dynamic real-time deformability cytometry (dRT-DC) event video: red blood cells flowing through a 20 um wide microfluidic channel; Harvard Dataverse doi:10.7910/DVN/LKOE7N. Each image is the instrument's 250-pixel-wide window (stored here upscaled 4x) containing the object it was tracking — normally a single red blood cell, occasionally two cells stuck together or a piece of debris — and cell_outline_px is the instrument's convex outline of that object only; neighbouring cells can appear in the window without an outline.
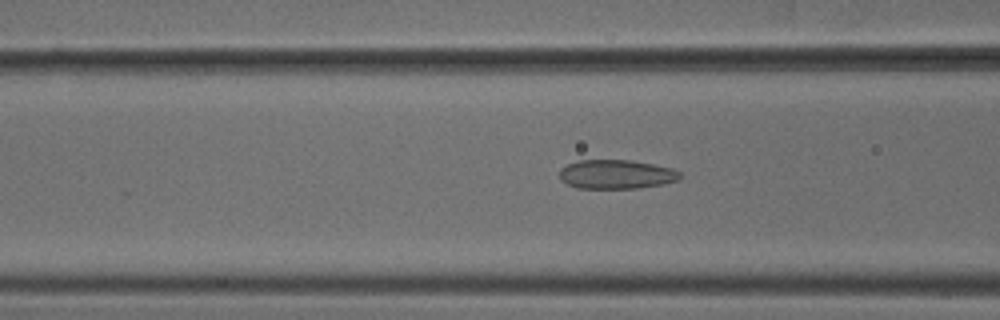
{"species": "common noctule bat (a hibernating species)", "species_latin": "Nyctalus noctula", "temperature_condition": "cold", "stored_images_in_passage": 51, "camera_frame_rate_fps": 3000, "um_per_image_px": 0.085, "animal": {"sex": "male", "body_mass_g": 18.8}, "frame": {"image": 1, "passage_image": 20, "time_ms": 6.333, "image_size_px": [1000, 320], "cell_outline_px": [[680, 180], [664, 184], [640, 188], [576, 188], [560, 180], [560, 168], [568, 164], [580, 160], [628, 160], [652, 164], [672, 168], [680, 172]], "centroid_in_image_um": [52.39, 14.82], "position_along_channel_um": 114.2, "area_um2": 20.46}}
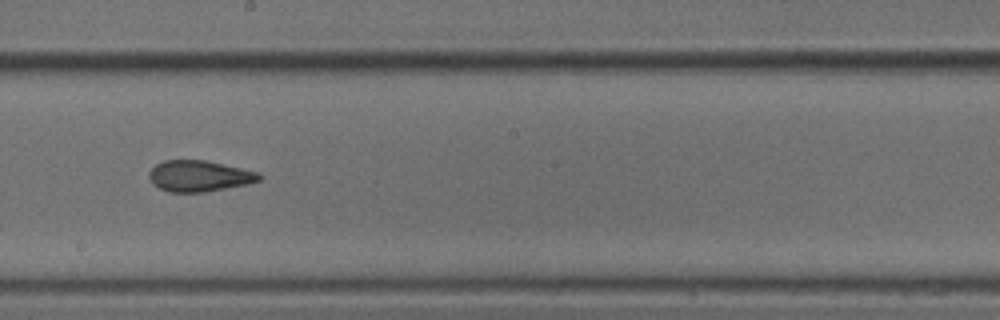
{"frame": {"image": 2, "passage_image": 29, "time_ms": 9.333, "image_size_px": [1000, 320], "cell_outline_px": [[264, 176], [260, 180], [248, 184], [204, 192], [168, 192], [152, 184], [148, 176], [148, 172], [156, 164], [164, 160], [204, 160], [260, 172]], "centroid_in_image_um": [16.94, 14.96], "position_along_channel_um": 231.3, "area_um2": 20.06}}
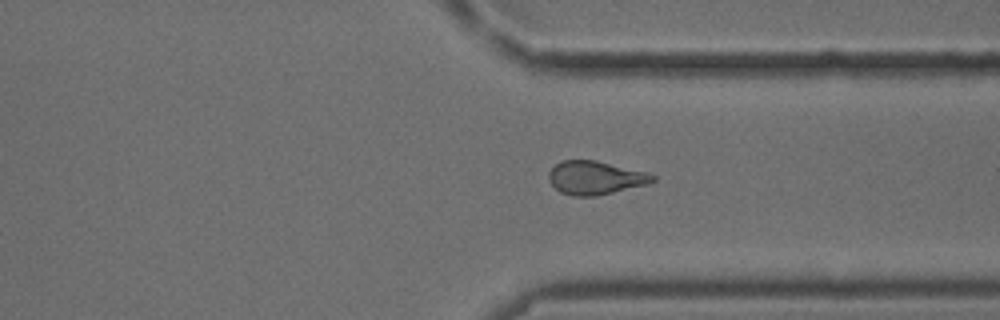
{"frame": {"image": 3, "passage_image": 39, "time_ms": 12.667, "image_size_px": [1000, 320], "cell_outline_px": [[656, 180], [648, 184], [596, 196], [572, 196], [560, 192], [548, 180], [548, 172], [560, 160], [596, 160], [648, 172], [656, 176]], "centroid_in_image_um": [50.61, 15.1], "position_along_channel_um": 360.8, "area_um2": 20.4}, "authors_computed_cell_mechanics": {"area_um2": 20.3456, "velocity_mm_per_s": 3.8845, "shape_relaxation_time_tau1_ms": null, "shape_relaxation_time_tau2_ms": 1.7456, "deformation_change_tau1": null, "deformation_change_tau2": 0.089}}